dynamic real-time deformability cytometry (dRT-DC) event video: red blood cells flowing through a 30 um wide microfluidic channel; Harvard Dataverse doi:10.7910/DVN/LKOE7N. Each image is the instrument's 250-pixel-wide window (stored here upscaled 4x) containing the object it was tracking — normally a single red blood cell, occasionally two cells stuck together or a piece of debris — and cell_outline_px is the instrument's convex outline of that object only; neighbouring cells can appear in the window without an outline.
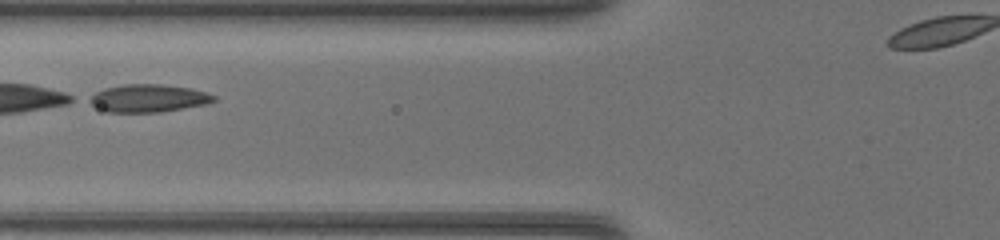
{"species": "common noctule bat (a hibernating species)", "species_latin": "Nyctalus noctula", "temperature_condition": "warm", "stored_images_in_passage": 33, "camera_frame_rate_fps": 3000, "um_per_image_px": 0.085, "animal": {"sex": "female", "body_mass_g": 17.0, "forearm_length_mm": 48.0}, "frame": {"image": 1, "passage_image": 10, "time_ms": 3.0, "image_size_px": [1000, 240], "cell_outline_px": [[216, 100], [204, 104], [160, 112], [108, 112], [84, 100], [88, 96], [104, 88], [124, 84], [160, 84], [192, 88], [216, 96]], "centroid_in_image_um": [12.56, 8.34], "position_along_channel_um": 113.2, "area_um2": 20.06}}